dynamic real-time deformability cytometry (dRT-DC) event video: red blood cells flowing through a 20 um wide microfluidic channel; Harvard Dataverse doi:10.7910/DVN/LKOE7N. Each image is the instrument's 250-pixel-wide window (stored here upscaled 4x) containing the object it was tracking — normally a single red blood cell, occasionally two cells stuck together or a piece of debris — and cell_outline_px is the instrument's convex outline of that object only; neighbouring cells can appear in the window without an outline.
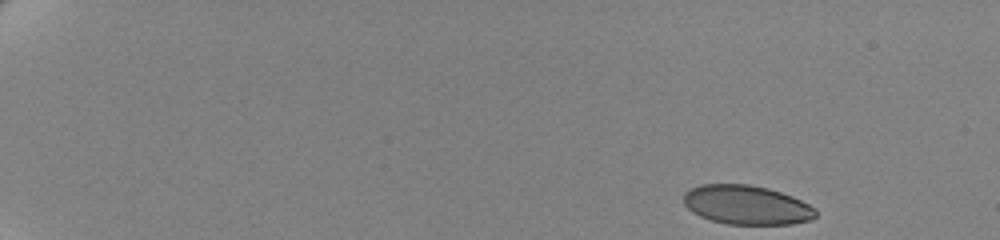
{"species": "human", "species_latin": "Homo sapiens", "temperature_condition": "cold", "stored_images_in_passage": 54, "camera_frame_rate_fps": 3000, "um_per_image_px": 0.085, "donor": {"sex": "female"}, "frame": {"image": 1, "passage_image": 1, "time_ms": 0.0, "image_size_px": [1000, 240], "cell_outline_px": [[816, 216], [812, 220], [792, 224], [728, 224], [712, 220], [700, 216], [692, 212], [684, 204], [684, 192], [700, 184], [748, 184], [768, 188], [792, 196], [816, 208]], "centroid_in_image_um": [63.47, 17.42], "position_along_channel_um": 21.5, "area_um2": 30.17}}
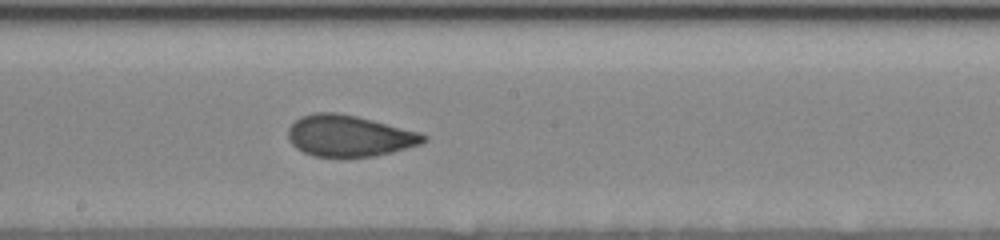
{"frame": {"image": 2, "passage_image": 31, "time_ms": 10.0, "image_size_px": [1000, 240], "cell_outline_px": [[428, 140], [420, 144], [372, 156], [316, 156], [304, 152], [296, 148], [288, 140], [288, 128], [300, 116], [316, 112], [336, 112], [356, 116], [420, 132], [428, 136]], "centroid_in_image_um": [29.66, 11.53], "position_along_channel_um": 218.5, "area_um2": 32.19}}
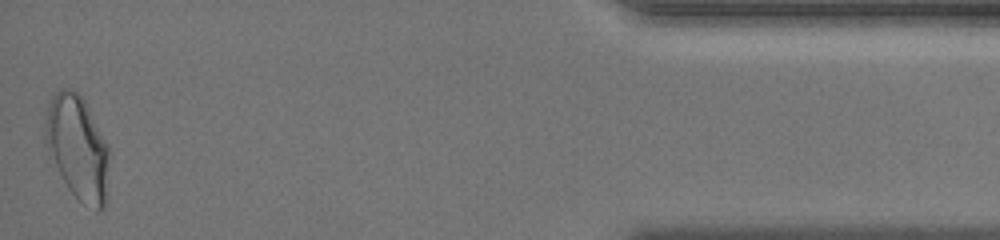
{"frame": {"image": 3, "passage_image": 54, "time_ms": 17.667, "image_size_px": [1000, 240], "cell_outline_px": [[112, 152], [108, 200], [104, 208], [96, 212], [84, 204], [68, 188], [48, 156], [44, 144], [44, 128], [48, 104], [52, 96], [60, 88], [72, 88], [84, 100], [108, 144]], "centroid_in_image_um": [6.64, 12.61], "position_along_channel_um": 428.6, "area_um2": 40.23}, "authors_computed_cell_mechanics": {"area_um2": 32.368, "velocity_mm_per_s": 3.487, "shape_relaxation_time_tau1_ms": 6.4766, "shape_relaxation_time_tau2_ms": 0.7367, "deformation_change_tau1": 0.1618, "deformation_change_tau2": 0.0646}}